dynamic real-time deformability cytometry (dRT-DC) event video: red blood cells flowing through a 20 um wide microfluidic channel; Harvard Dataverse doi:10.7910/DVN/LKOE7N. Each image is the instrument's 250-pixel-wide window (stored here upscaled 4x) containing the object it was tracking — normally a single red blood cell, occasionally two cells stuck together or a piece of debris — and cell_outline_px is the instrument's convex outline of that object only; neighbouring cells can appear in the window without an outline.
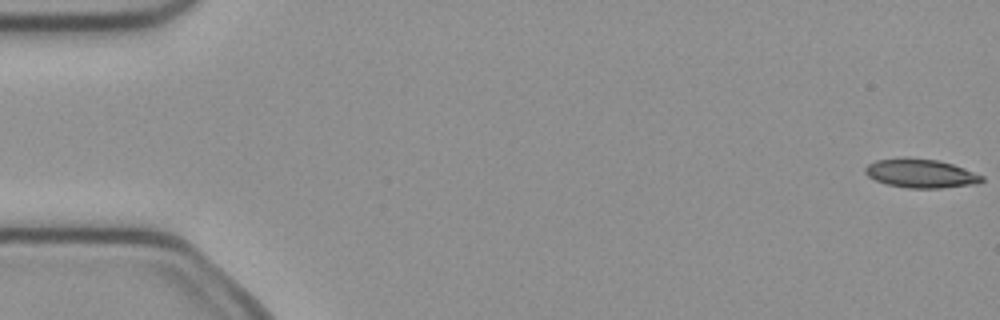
{"species": "common noctule bat (a hibernating species)", "species_latin": "Nyctalus noctula", "temperature_condition": "cold", "stored_images_in_passage": 51, "camera_frame_rate_fps": 3000, "um_per_image_px": 0.085, "animal": {"sex": "female", "body_mass_g": 21.9}, "frame": {"image": 1, "passage_image": 1, "time_ms": 0.0, "image_size_px": [1000, 320], "cell_outline_px": [[984, 180], [980, 184], [940, 188], [908, 188], [888, 184], [876, 180], [868, 176], [864, 172], [864, 168], [868, 164], [876, 160], [936, 160], [952, 164], [964, 168], [984, 176]], "centroid_in_image_um": [78.33, 14.79], "position_along_channel_um": 6.7, "area_um2": 18.96}}
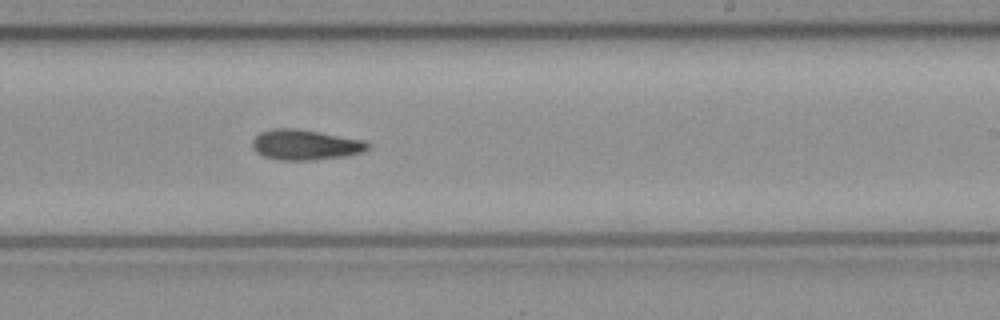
{"frame": {"image": 2, "passage_image": 31, "time_ms": 10.0, "image_size_px": [1000, 320], "cell_outline_px": [[372, 144], [368, 148], [360, 152], [344, 156], [312, 160], [280, 160], [264, 156], [256, 152], [252, 148], [252, 140], [260, 132], [272, 128], [296, 128], [364, 140]], "centroid_in_image_um": [25.92, 12.3], "position_along_channel_um": 263.1, "area_um2": 20.35}}
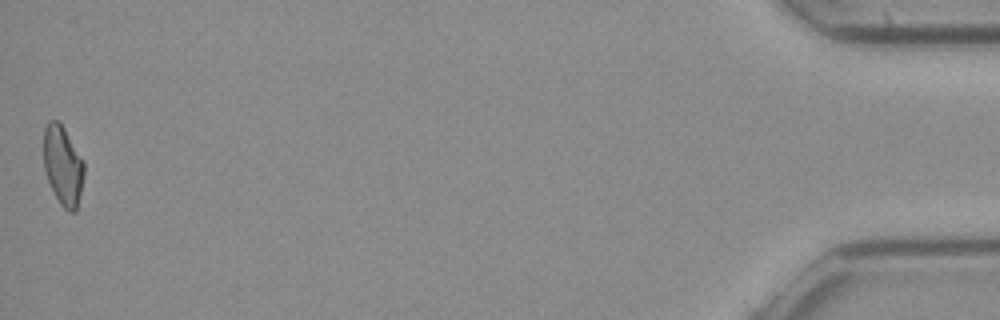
{"frame": {"image": 3, "passage_image": 51, "time_ms": 16.667, "image_size_px": [1000, 320], "cell_outline_px": [[84, 172], [76, 212], [68, 212], [60, 204], [48, 180], [44, 168], [44, 128], [48, 120], [56, 120], [64, 128], [84, 160]], "centroid_in_image_um": [5.35, 14.06], "position_along_channel_um": 429.9, "area_um2": 18.55}}